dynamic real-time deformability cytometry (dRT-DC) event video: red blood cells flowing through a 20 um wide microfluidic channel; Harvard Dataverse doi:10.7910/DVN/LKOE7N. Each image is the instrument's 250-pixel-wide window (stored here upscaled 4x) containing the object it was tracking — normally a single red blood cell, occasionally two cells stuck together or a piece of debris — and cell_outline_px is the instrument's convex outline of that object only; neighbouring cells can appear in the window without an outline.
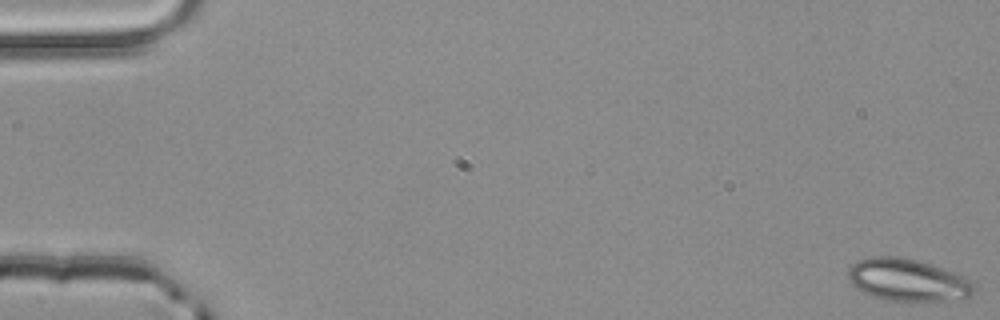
{"species": "common noctule bat (a hibernating species)", "species_latin": "Nyctalus noctula", "temperature_condition": "room temperature", "stored_images_in_passage": 5, "camera_frame_rate_fps": 3000, "um_per_image_px": 0.085, "animal": {"sex": "male", "body_mass_g": 20.4}, "frame": {"image": 1, "passage_image": 1, "time_ms": 0.0, "image_size_px": [1000, 320], "cell_outline_px": [[976, 288], [972, 296], [944, 300], [884, 300], [872, 296], [856, 288], [848, 280], [848, 268], [856, 260], [872, 256], [896, 256], [916, 260], [952, 272], [968, 280]], "centroid_in_image_um": [77.07, 23.79], "position_along_channel_um": 7.9, "area_um2": 30.52}}